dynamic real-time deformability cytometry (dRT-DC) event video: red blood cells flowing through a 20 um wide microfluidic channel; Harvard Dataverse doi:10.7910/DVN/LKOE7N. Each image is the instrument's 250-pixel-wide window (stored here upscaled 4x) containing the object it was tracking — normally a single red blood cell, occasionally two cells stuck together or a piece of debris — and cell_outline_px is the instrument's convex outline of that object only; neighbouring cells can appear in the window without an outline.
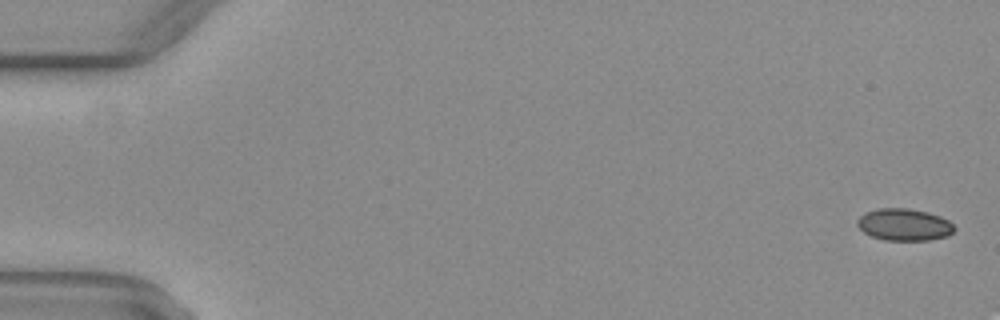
{"species": "common noctule bat (a hibernating species)", "species_latin": "Nyctalus noctula", "temperature_condition": "warm", "stored_images_in_passage": 52, "camera_frame_rate_fps": 3000, "um_per_image_px": 0.085, "animal": {"sex": "female", "body_mass_g": 29.2, "forearm_length_mm": 56.3}, "frame": {"image": 1, "passage_image": 2, "time_ms": 0.333, "image_size_px": [1000, 320], "cell_outline_px": [[956, 228], [948, 236], [928, 240], [884, 240], [872, 236], [864, 232], [856, 224], [856, 220], [864, 212], [876, 208], [908, 208], [928, 212], [940, 216], [948, 220]], "centroid_in_image_um": [76.84, 19.08], "position_along_channel_um": 8.2, "area_um2": 18.21}}
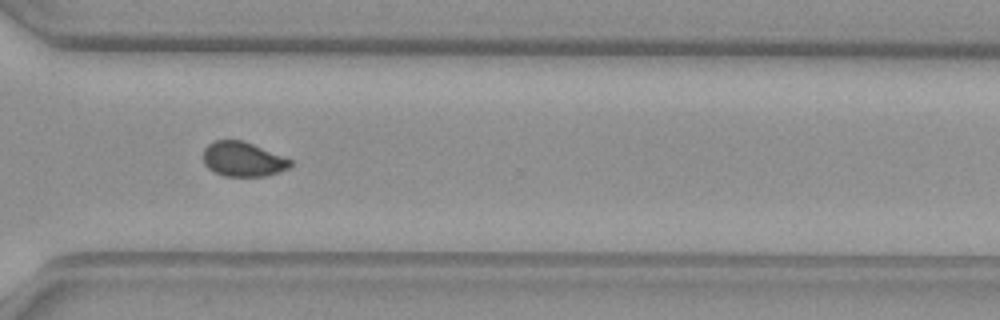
{"frame": {"image": 2, "passage_image": 39, "time_ms": 12.667, "image_size_px": [1000, 320], "cell_outline_px": [[292, 164], [288, 168], [268, 176], [224, 176], [208, 168], [204, 164], [204, 148], [208, 144], [216, 140], [244, 140], [292, 160]], "centroid_in_image_um": [20.65, 13.53], "position_along_channel_um": 350.0, "area_um2": 17.51}}
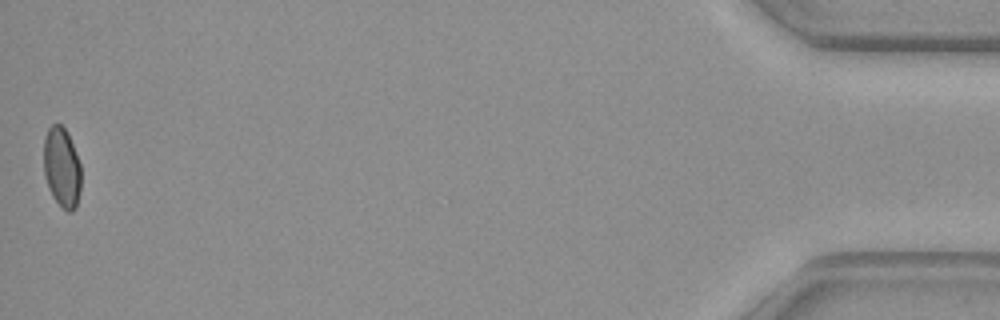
{"frame": {"image": 3, "passage_image": 52, "time_ms": 17.0, "image_size_px": [1000, 320], "cell_outline_px": [[80, 192], [76, 208], [72, 212], [68, 212], [52, 196], [48, 188], [44, 176], [44, 136], [48, 128], [52, 124], [60, 124], [68, 132], [80, 164]], "centroid_in_image_um": [5.25, 14.22], "position_along_channel_um": 430.0, "area_um2": 17.51}}